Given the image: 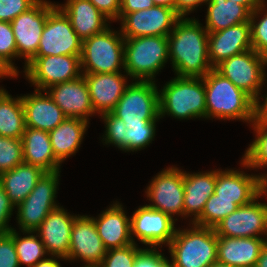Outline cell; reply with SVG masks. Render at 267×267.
<instances>
[{
    "label": "cell",
    "instance_id": "34",
    "mask_svg": "<svg viewBox=\"0 0 267 267\" xmlns=\"http://www.w3.org/2000/svg\"><path fill=\"white\" fill-rule=\"evenodd\" d=\"M237 208L235 200L218 199V196L214 193L206 201L202 214L193 223L202 227L214 228Z\"/></svg>",
    "mask_w": 267,
    "mask_h": 267
},
{
    "label": "cell",
    "instance_id": "49",
    "mask_svg": "<svg viewBox=\"0 0 267 267\" xmlns=\"http://www.w3.org/2000/svg\"><path fill=\"white\" fill-rule=\"evenodd\" d=\"M245 6L251 13L261 4L264 0H230Z\"/></svg>",
    "mask_w": 267,
    "mask_h": 267
},
{
    "label": "cell",
    "instance_id": "21",
    "mask_svg": "<svg viewBox=\"0 0 267 267\" xmlns=\"http://www.w3.org/2000/svg\"><path fill=\"white\" fill-rule=\"evenodd\" d=\"M260 177L236 170L216 171L214 193L218 199L235 200L238 207L244 206L261 197Z\"/></svg>",
    "mask_w": 267,
    "mask_h": 267
},
{
    "label": "cell",
    "instance_id": "8",
    "mask_svg": "<svg viewBox=\"0 0 267 267\" xmlns=\"http://www.w3.org/2000/svg\"><path fill=\"white\" fill-rule=\"evenodd\" d=\"M264 65H267V58L250 49L227 58L214 69L248 94L262 108L258 96L265 80Z\"/></svg>",
    "mask_w": 267,
    "mask_h": 267
},
{
    "label": "cell",
    "instance_id": "56",
    "mask_svg": "<svg viewBox=\"0 0 267 267\" xmlns=\"http://www.w3.org/2000/svg\"><path fill=\"white\" fill-rule=\"evenodd\" d=\"M208 267H235V266H232V265H225V264H221L219 262H215L213 263L212 265L208 266Z\"/></svg>",
    "mask_w": 267,
    "mask_h": 267
},
{
    "label": "cell",
    "instance_id": "22",
    "mask_svg": "<svg viewBox=\"0 0 267 267\" xmlns=\"http://www.w3.org/2000/svg\"><path fill=\"white\" fill-rule=\"evenodd\" d=\"M266 242L260 237L217 236V262L235 267H255Z\"/></svg>",
    "mask_w": 267,
    "mask_h": 267
},
{
    "label": "cell",
    "instance_id": "55",
    "mask_svg": "<svg viewBox=\"0 0 267 267\" xmlns=\"http://www.w3.org/2000/svg\"><path fill=\"white\" fill-rule=\"evenodd\" d=\"M12 76L1 64H0V77Z\"/></svg>",
    "mask_w": 267,
    "mask_h": 267
},
{
    "label": "cell",
    "instance_id": "5",
    "mask_svg": "<svg viewBox=\"0 0 267 267\" xmlns=\"http://www.w3.org/2000/svg\"><path fill=\"white\" fill-rule=\"evenodd\" d=\"M168 58L167 36L124 38L123 69L130 77L152 81Z\"/></svg>",
    "mask_w": 267,
    "mask_h": 267
},
{
    "label": "cell",
    "instance_id": "6",
    "mask_svg": "<svg viewBox=\"0 0 267 267\" xmlns=\"http://www.w3.org/2000/svg\"><path fill=\"white\" fill-rule=\"evenodd\" d=\"M120 36L106 28L82 41L80 61L84 73L119 72L124 65V37Z\"/></svg>",
    "mask_w": 267,
    "mask_h": 267
},
{
    "label": "cell",
    "instance_id": "31",
    "mask_svg": "<svg viewBox=\"0 0 267 267\" xmlns=\"http://www.w3.org/2000/svg\"><path fill=\"white\" fill-rule=\"evenodd\" d=\"M206 27L217 32L233 25L250 22L251 12L243 5L230 0H208Z\"/></svg>",
    "mask_w": 267,
    "mask_h": 267
},
{
    "label": "cell",
    "instance_id": "48",
    "mask_svg": "<svg viewBox=\"0 0 267 267\" xmlns=\"http://www.w3.org/2000/svg\"><path fill=\"white\" fill-rule=\"evenodd\" d=\"M208 0H176V12L181 16H185L188 12L199 6L200 3Z\"/></svg>",
    "mask_w": 267,
    "mask_h": 267
},
{
    "label": "cell",
    "instance_id": "20",
    "mask_svg": "<svg viewBox=\"0 0 267 267\" xmlns=\"http://www.w3.org/2000/svg\"><path fill=\"white\" fill-rule=\"evenodd\" d=\"M75 216L68 215L63 208L51 211L35 230L44 244L46 252L56 257L66 258L69 254L71 230Z\"/></svg>",
    "mask_w": 267,
    "mask_h": 267
},
{
    "label": "cell",
    "instance_id": "19",
    "mask_svg": "<svg viewBox=\"0 0 267 267\" xmlns=\"http://www.w3.org/2000/svg\"><path fill=\"white\" fill-rule=\"evenodd\" d=\"M49 89L50 92H47V94L50 95L67 118L88 121L87 117L95 113L88 85L83 75L75 80L50 86Z\"/></svg>",
    "mask_w": 267,
    "mask_h": 267
},
{
    "label": "cell",
    "instance_id": "13",
    "mask_svg": "<svg viewBox=\"0 0 267 267\" xmlns=\"http://www.w3.org/2000/svg\"><path fill=\"white\" fill-rule=\"evenodd\" d=\"M181 16L173 9L155 5L131 12L122 18L121 34L124 38L168 36Z\"/></svg>",
    "mask_w": 267,
    "mask_h": 267
},
{
    "label": "cell",
    "instance_id": "44",
    "mask_svg": "<svg viewBox=\"0 0 267 267\" xmlns=\"http://www.w3.org/2000/svg\"><path fill=\"white\" fill-rule=\"evenodd\" d=\"M14 205L9 200L4 188L0 185V233H7L12 228L7 225L11 217Z\"/></svg>",
    "mask_w": 267,
    "mask_h": 267
},
{
    "label": "cell",
    "instance_id": "42",
    "mask_svg": "<svg viewBox=\"0 0 267 267\" xmlns=\"http://www.w3.org/2000/svg\"><path fill=\"white\" fill-rule=\"evenodd\" d=\"M0 267H20L13 228L7 233H0Z\"/></svg>",
    "mask_w": 267,
    "mask_h": 267
},
{
    "label": "cell",
    "instance_id": "10",
    "mask_svg": "<svg viewBox=\"0 0 267 267\" xmlns=\"http://www.w3.org/2000/svg\"><path fill=\"white\" fill-rule=\"evenodd\" d=\"M82 40L58 5L48 14L36 56L81 55Z\"/></svg>",
    "mask_w": 267,
    "mask_h": 267
},
{
    "label": "cell",
    "instance_id": "24",
    "mask_svg": "<svg viewBox=\"0 0 267 267\" xmlns=\"http://www.w3.org/2000/svg\"><path fill=\"white\" fill-rule=\"evenodd\" d=\"M35 90L32 95L21 97L25 113L26 127L50 132L62 123L67 116L45 92Z\"/></svg>",
    "mask_w": 267,
    "mask_h": 267
},
{
    "label": "cell",
    "instance_id": "30",
    "mask_svg": "<svg viewBox=\"0 0 267 267\" xmlns=\"http://www.w3.org/2000/svg\"><path fill=\"white\" fill-rule=\"evenodd\" d=\"M87 122L78 118H66L49 132L53 154L60 163L78 150Z\"/></svg>",
    "mask_w": 267,
    "mask_h": 267
},
{
    "label": "cell",
    "instance_id": "33",
    "mask_svg": "<svg viewBox=\"0 0 267 267\" xmlns=\"http://www.w3.org/2000/svg\"><path fill=\"white\" fill-rule=\"evenodd\" d=\"M257 138L244 155V166L256 168L267 165V108H261L253 121Z\"/></svg>",
    "mask_w": 267,
    "mask_h": 267
},
{
    "label": "cell",
    "instance_id": "52",
    "mask_svg": "<svg viewBox=\"0 0 267 267\" xmlns=\"http://www.w3.org/2000/svg\"><path fill=\"white\" fill-rule=\"evenodd\" d=\"M154 5L169 7L176 11V0H153Z\"/></svg>",
    "mask_w": 267,
    "mask_h": 267
},
{
    "label": "cell",
    "instance_id": "39",
    "mask_svg": "<svg viewBox=\"0 0 267 267\" xmlns=\"http://www.w3.org/2000/svg\"><path fill=\"white\" fill-rule=\"evenodd\" d=\"M130 244L121 248L108 249L99 267H134L136 256L143 250Z\"/></svg>",
    "mask_w": 267,
    "mask_h": 267
},
{
    "label": "cell",
    "instance_id": "32",
    "mask_svg": "<svg viewBox=\"0 0 267 267\" xmlns=\"http://www.w3.org/2000/svg\"><path fill=\"white\" fill-rule=\"evenodd\" d=\"M26 128L21 97L13 99L4 89L0 90V136L21 139Z\"/></svg>",
    "mask_w": 267,
    "mask_h": 267
},
{
    "label": "cell",
    "instance_id": "43",
    "mask_svg": "<svg viewBox=\"0 0 267 267\" xmlns=\"http://www.w3.org/2000/svg\"><path fill=\"white\" fill-rule=\"evenodd\" d=\"M38 0H0V21L13 19L31 8Z\"/></svg>",
    "mask_w": 267,
    "mask_h": 267
},
{
    "label": "cell",
    "instance_id": "9",
    "mask_svg": "<svg viewBox=\"0 0 267 267\" xmlns=\"http://www.w3.org/2000/svg\"><path fill=\"white\" fill-rule=\"evenodd\" d=\"M58 176L59 170L45 172L31 193L17 205V219L23 232H35L47 215L59 207L54 203Z\"/></svg>",
    "mask_w": 267,
    "mask_h": 267
},
{
    "label": "cell",
    "instance_id": "11",
    "mask_svg": "<svg viewBox=\"0 0 267 267\" xmlns=\"http://www.w3.org/2000/svg\"><path fill=\"white\" fill-rule=\"evenodd\" d=\"M81 55L35 56L25 65L26 77L37 86V90H46L58 83L79 78Z\"/></svg>",
    "mask_w": 267,
    "mask_h": 267
},
{
    "label": "cell",
    "instance_id": "40",
    "mask_svg": "<svg viewBox=\"0 0 267 267\" xmlns=\"http://www.w3.org/2000/svg\"><path fill=\"white\" fill-rule=\"evenodd\" d=\"M106 124L105 143H113L121 150H126V129L125 122L116 117L112 112L101 114Z\"/></svg>",
    "mask_w": 267,
    "mask_h": 267
},
{
    "label": "cell",
    "instance_id": "37",
    "mask_svg": "<svg viewBox=\"0 0 267 267\" xmlns=\"http://www.w3.org/2000/svg\"><path fill=\"white\" fill-rule=\"evenodd\" d=\"M21 139L0 136V174L23 163Z\"/></svg>",
    "mask_w": 267,
    "mask_h": 267
},
{
    "label": "cell",
    "instance_id": "3",
    "mask_svg": "<svg viewBox=\"0 0 267 267\" xmlns=\"http://www.w3.org/2000/svg\"><path fill=\"white\" fill-rule=\"evenodd\" d=\"M168 246L173 267H208L217 262V235L211 227L194 224L192 230H176Z\"/></svg>",
    "mask_w": 267,
    "mask_h": 267
},
{
    "label": "cell",
    "instance_id": "27",
    "mask_svg": "<svg viewBox=\"0 0 267 267\" xmlns=\"http://www.w3.org/2000/svg\"><path fill=\"white\" fill-rule=\"evenodd\" d=\"M21 141L25 163L39 166L46 172L59 170L60 162L53 154L49 132L26 127Z\"/></svg>",
    "mask_w": 267,
    "mask_h": 267
},
{
    "label": "cell",
    "instance_id": "54",
    "mask_svg": "<svg viewBox=\"0 0 267 267\" xmlns=\"http://www.w3.org/2000/svg\"><path fill=\"white\" fill-rule=\"evenodd\" d=\"M156 267H173L172 263L164 258Z\"/></svg>",
    "mask_w": 267,
    "mask_h": 267
},
{
    "label": "cell",
    "instance_id": "14",
    "mask_svg": "<svg viewBox=\"0 0 267 267\" xmlns=\"http://www.w3.org/2000/svg\"><path fill=\"white\" fill-rule=\"evenodd\" d=\"M239 206L213 228L217 236L259 237L267 233V205L255 202Z\"/></svg>",
    "mask_w": 267,
    "mask_h": 267
},
{
    "label": "cell",
    "instance_id": "23",
    "mask_svg": "<svg viewBox=\"0 0 267 267\" xmlns=\"http://www.w3.org/2000/svg\"><path fill=\"white\" fill-rule=\"evenodd\" d=\"M94 111L111 112L127 86L125 77L115 73H84Z\"/></svg>",
    "mask_w": 267,
    "mask_h": 267
},
{
    "label": "cell",
    "instance_id": "25",
    "mask_svg": "<svg viewBox=\"0 0 267 267\" xmlns=\"http://www.w3.org/2000/svg\"><path fill=\"white\" fill-rule=\"evenodd\" d=\"M92 219L107 250L135 243L131 236L130 219L125 215L122 205L116 203L104 211L98 219Z\"/></svg>",
    "mask_w": 267,
    "mask_h": 267
},
{
    "label": "cell",
    "instance_id": "41",
    "mask_svg": "<svg viewBox=\"0 0 267 267\" xmlns=\"http://www.w3.org/2000/svg\"><path fill=\"white\" fill-rule=\"evenodd\" d=\"M265 7L264 3H261L251 14H250V24H251V44L252 49H254L258 54L263 55L267 58V13L264 17L255 24L254 19L259 11Z\"/></svg>",
    "mask_w": 267,
    "mask_h": 267
},
{
    "label": "cell",
    "instance_id": "7",
    "mask_svg": "<svg viewBox=\"0 0 267 267\" xmlns=\"http://www.w3.org/2000/svg\"><path fill=\"white\" fill-rule=\"evenodd\" d=\"M155 81H140L127 88L111 111L127 125L148 124L160 118L159 92Z\"/></svg>",
    "mask_w": 267,
    "mask_h": 267
},
{
    "label": "cell",
    "instance_id": "2",
    "mask_svg": "<svg viewBox=\"0 0 267 267\" xmlns=\"http://www.w3.org/2000/svg\"><path fill=\"white\" fill-rule=\"evenodd\" d=\"M206 118L254 121L261 107L214 68L204 77Z\"/></svg>",
    "mask_w": 267,
    "mask_h": 267
},
{
    "label": "cell",
    "instance_id": "36",
    "mask_svg": "<svg viewBox=\"0 0 267 267\" xmlns=\"http://www.w3.org/2000/svg\"><path fill=\"white\" fill-rule=\"evenodd\" d=\"M17 57V46L11 23L0 21V64L13 76L18 71L11 63V58Z\"/></svg>",
    "mask_w": 267,
    "mask_h": 267
},
{
    "label": "cell",
    "instance_id": "46",
    "mask_svg": "<svg viewBox=\"0 0 267 267\" xmlns=\"http://www.w3.org/2000/svg\"><path fill=\"white\" fill-rule=\"evenodd\" d=\"M108 19H119L121 0H89Z\"/></svg>",
    "mask_w": 267,
    "mask_h": 267
},
{
    "label": "cell",
    "instance_id": "26",
    "mask_svg": "<svg viewBox=\"0 0 267 267\" xmlns=\"http://www.w3.org/2000/svg\"><path fill=\"white\" fill-rule=\"evenodd\" d=\"M59 8L69 18L72 28L82 41L108 28V18L89 0H68L64 7Z\"/></svg>",
    "mask_w": 267,
    "mask_h": 267
},
{
    "label": "cell",
    "instance_id": "47",
    "mask_svg": "<svg viewBox=\"0 0 267 267\" xmlns=\"http://www.w3.org/2000/svg\"><path fill=\"white\" fill-rule=\"evenodd\" d=\"M153 6H155L153 0H121L119 19H122L128 13L152 8Z\"/></svg>",
    "mask_w": 267,
    "mask_h": 267
},
{
    "label": "cell",
    "instance_id": "51",
    "mask_svg": "<svg viewBox=\"0 0 267 267\" xmlns=\"http://www.w3.org/2000/svg\"><path fill=\"white\" fill-rule=\"evenodd\" d=\"M255 267H267V242L265 243Z\"/></svg>",
    "mask_w": 267,
    "mask_h": 267
},
{
    "label": "cell",
    "instance_id": "29",
    "mask_svg": "<svg viewBox=\"0 0 267 267\" xmlns=\"http://www.w3.org/2000/svg\"><path fill=\"white\" fill-rule=\"evenodd\" d=\"M216 184V171L206 173L187 174L183 172L184 186V215L190 213L196 220L205 207L208 198L214 194Z\"/></svg>",
    "mask_w": 267,
    "mask_h": 267
},
{
    "label": "cell",
    "instance_id": "15",
    "mask_svg": "<svg viewBox=\"0 0 267 267\" xmlns=\"http://www.w3.org/2000/svg\"><path fill=\"white\" fill-rule=\"evenodd\" d=\"M147 196L153 205H147L172 217V214L184 215L183 172L178 168L161 171L147 189Z\"/></svg>",
    "mask_w": 267,
    "mask_h": 267
},
{
    "label": "cell",
    "instance_id": "1",
    "mask_svg": "<svg viewBox=\"0 0 267 267\" xmlns=\"http://www.w3.org/2000/svg\"><path fill=\"white\" fill-rule=\"evenodd\" d=\"M167 38L169 57L179 77L203 78L213 69L208 56V31L198 21L181 17Z\"/></svg>",
    "mask_w": 267,
    "mask_h": 267
},
{
    "label": "cell",
    "instance_id": "17",
    "mask_svg": "<svg viewBox=\"0 0 267 267\" xmlns=\"http://www.w3.org/2000/svg\"><path fill=\"white\" fill-rule=\"evenodd\" d=\"M106 252L94 220L88 216H76L71 230L69 254L65 260L80 257L88 266H99Z\"/></svg>",
    "mask_w": 267,
    "mask_h": 267
},
{
    "label": "cell",
    "instance_id": "18",
    "mask_svg": "<svg viewBox=\"0 0 267 267\" xmlns=\"http://www.w3.org/2000/svg\"><path fill=\"white\" fill-rule=\"evenodd\" d=\"M250 49V22H242L217 32H208V56L213 68L227 58Z\"/></svg>",
    "mask_w": 267,
    "mask_h": 267
},
{
    "label": "cell",
    "instance_id": "38",
    "mask_svg": "<svg viewBox=\"0 0 267 267\" xmlns=\"http://www.w3.org/2000/svg\"><path fill=\"white\" fill-rule=\"evenodd\" d=\"M155 122L150 121L148 124L127 125L126 129V151H137L144 148L152 141L155 135Z\"/></svg>",
    "mask_w": 267,
    "mask_h": 267
},
{
    "label": "cell",
    "instance_id": "57",
    "mask_svg": "<svg viewBox=\"0 0 267 267\" xmlns=\"http://www.w3.org/2000/svg\"><path fill=\"white\" fill-rule=\"evenodd\" d=\"M266 100H265V103L262 105V108H267V97H265Z\"/></svg>",
    "mask_w": 267,
    "mask_h": 267
},
{
    "label": "cell",
    "instance_id": "58",
    "mask_svg": "<svg viewBox=\"0 0 267 267\" xmlns=\"http://www.w3.org/2000/svg\"><path fill=\"white\" fill-rule=\"evenodd\" d=\"M85 267H99V266H88V265H85Z\"/></svg>",
    "mask_w": 267,
    "mask_h": 267
},
{
    "label": "cell",
    "instance_id": "4",
    "mask_svg": "<svg viewBox=\"0 0 267 267\" xmlns=\"http://www.w3.org/2000/svg\"><path fill=\"white\" fill-rule=\"evenodd\" d=\"M159 105L160 117L165 113L178 119L206 117L203 78L177 76L162 89Z\"/></svg>",
    "mask_w": 267,
    "mask_h": 267
},
{
    "label": "cell",
    "instance_id": "53",
    "mask_svg": "<svg viewBox=\"0 0 267 267\" xmlns=\"http://www.w3.org/2000/svg\"><path fill=\"white\" fill-rule=\"evenodd\" d=\"M260 184H261V195L266 194L267 192V177L266 176H261L260 177Z\"/></svg>",
    "mask_w": 267,
    "mask_h": 267
},
{
    "label": "cell",
    "instance_id": "28",
    "mask_svg": "<svg viewBox=\"0 0 267 267\" xmlns=\"http://www.w3.org/2000/svg\"><path fill=\"white\" fill-rule=\"evenodd\" d=\"M41 167L21 163L10 171L0 174V185L14 206L19 205L35 188L45 173Z\"/></svg>",
    "mask_w": 267,
    "mask_h": 267
},
{
    "label": "cell",
    "instance_id": "50",
    "mask_svg": "<svg viewBox=\"0 0 267 267\" xmlns=\"http://www.w3.org/2000/svg\"><path fill=\"white\" fill-rule=\"evenodd\" d=\"M33 267H61L60 263H58L55 259L44 258V260L39 261Z\"/></svg>",
    "mask_w": 267,
    "mask_h": 267
},
{
    "label": "cell",
    "instance_id": "45",
    "mask_svg": "<svg viewBox=\"0 0 267 267\" xmlns=\"http://www.w3.org/2000/svg\"><path fill=\"white\" fill-rule=\"evenodd\" d=\"M165 257L154 249H143L135 258L134 267H156Z\"/></svg>",
    "mask_w": 267,
    "mask_h": 267
},
{
    "label": "cell",
    "instance_id": "12",
    "mask_svg": "<svg viewBox=\"0 0 267 267\" xmlns=\"http://www.w3.org/2000/svg\"><path fill=\"white\" fill-rule=\"evenodd\" d=\"M57 5L38 0L31 8L12 20L17 57H25L26 65L36 56L48 14Z\"/></svg>",
    "mask_w": 267,
    "mask_h": 267
},
{
    "label": "cell",
    "instance_id": "16",
    "mask_svg": "<svg viewBox=\"0 0 267 267\" xmlns=\"http://www.w3.org/2000/svg\"><path fill=\"white\" fill-rule=\"evenodd\" d=\"M131 233L144 244L159 246L169 244L174 237V219L170 215L145 205L131 217Z\"/></svg>",
    "mask_w": 267,
    "mask_h": 267
},
{
    "label": "cell",
    "instance_id": "35",
    "mask_svg": "<svg viewBox=\"0 0 267 267\" xmlns=\"http://www.w3.org/2000/svg\"><path fill=\"white\" fill-rule=\"evenodd\" d=\"M14 246L18 256L19 264H27L28 267L35 266L46 253L44 244L37 236L30 235L23 238L18 236L14 230Z\"/></svg>",
    "mask_w": 267,
    "mask_h": 267
}]
</instances>
